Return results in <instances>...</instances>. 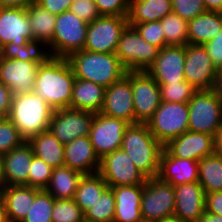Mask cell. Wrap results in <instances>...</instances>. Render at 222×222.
<instances>
[{
    "mask_svg": "<svg viewBox=\"0 0 222 222\" xmlns=\"http://www.w3.org/2000/svg\"><path fill=\"white\" fill-rule=\"evenodd\" d=\"M100 16L127 17L129 0H94Z\"/></svg>",
    "mask_w": 222,
    "mask_h": 222,
    "instance_id": "f6af8a7d",
    "label": "cell"
},
{
    "mask_svg": "<svg viewBox=\"0 0 222 222\" xmlns=\"http://www.w3.org/2000/svg\"><path fill=\"white\" fill-rule=\"evenodd\" d=\"M211 90L222 102V69H218L216 73L215 81Z\"/></svg>",
    "mask_w": 222,
    "mask_h": 222,
    "instance_id": "f5cc1de1",
    "label": "cell"
},
{
    "mask_svg": "<svg viewBox=\"0 0 222 222\" xmlns=\"http://www.w3.org/2000/svg\"><path fill=\"white\" fill-rule=\"evenodd\" d=\"M146 124L155 139L165 146L189 130L188 103L161 101Z\"/></svg>",
    "mask_w": 222,
    "mask_h": 222,
    "instance_id": "8992f818",
    "label": "cell"
},
{
    "mask_svg": "<svg viewBox=\"0 0 222 222\" xmlns=\"http://www.w3.org/2000/svg\"><path fill=\"white\" fill-rule=\"evenodd\" d=\"M53 169L41 158L34 155L29 170L28 186L45 189L50 182Z\"/></svg>",
    "mask_w": 222,
    "mask_h": 222,
    "instance_id": "b9f144b4",
    "label": "cell"
},
{
    "mask_svg": "<svg viewBox=\"0 0 222 222\" xmlns=\"http://www.w3.org/2000/svg\"><path fill=\"white\" fill-rule=\"evenodd\" d=\"M198 222H222V216L205 211Z\"/></svg>",
    "mask_w": 222,
    "mask_h": 222,
    "instance_id": "9f6ffc18",
    "label": "cell"
},
{
    "mask_svg": "<svg viewBox=\"0 0 222 222\" xmlns=\"http://www.w3.org/2000/svg\"><path fill=\"white\" fill-rule=\"evenodd\" d=\"M129 123L101 113L94 114L89 138L93 148L101 159L106 154L120 149L125 129Z\"/></svg>",
    "mask_w": 222,
    "mask_h": 222,
    "instance_id": "5bb4252c",
    "label": "cell"
},
{
    "mask_svg": "<svg viewBox=\"0 0 222 222\" xmlns=\"http://www.w3.org/2000/svg\"><path fill=\"white\" fill-rule=\"evenodd\" d=\"M147 177H158L164 146L155 139L146 123L129 124L120 147Z\"/></svg>",
    "mask_w": 222,
    "mask_h": 222,
    "instance_id": "3957f363",
    "label": "cell"
},
{
    "mask_svg": "<svg viewBox=\"0 0 222 222\" xmlns=\"http://www.w3.org/2000/svg\"><path fill=\"white\" fill-rule=\"evenodd\" d=\"M70 11L88 24L100 17L94 0H73Z\"/></svg>",
    "mask_w": 222,
    "mask_h": 222,
    "instance_id": "bcb514c9",
    "label": "cell"
},
{
    "mask_svg": "<svg viewBox=\"0 0 222 222\" xmlns=\"http://www.w3.org/2000/svg\"><path fill=\"white\" fill-rule=\"evenodd\" d=\"M55 198L45 189L36 193L34 202L22 222H52Z\"/></svg>",
    "mask_w": 222,
    "mask_h": 222,
    "instance_id": "74e56055",
    "label": "cell"
},
{
    "mask_svg": "<svg viewBox=\"0 0 222 222\" xmlns=\"http://www.w3.org/2000/svg\"><path fill=\"white\" fill-rule=\"evenodd\" d=\"M129 26L134 27L146 42L155 45L159 49L167 46L161 21L129 24Z\"/></svg>",
    "mask_w": 222,
    "mask_h": 222,
    "instance_id": "7bdbcfd3",
    "label": "cell"
},
{
    "mask_svg": "<svg viewBox=\"0 0 222 222\" xmlns=\"http://www.w3.org/2000/svg\"><path fill=\"white\" fill-rule=\"evenodd\" d=\"M33 33V42L44 49L52 42L57 15L47 11L36 1L26 8Z\"/></svg>",
    "mask_w": 222,
    "mask_h": 222,
    "instance_id": "f546056e",
    "label": "cell"
},
{
    "mask_svg": "<svg viewBox=\"0 0 222 222\" xmlns=\"http://www.w3.org/2000/svg\"><path fill=\"white\" fill-rule=\"evenodd\" d=\"M0 222H9L3 200L0 201Z\"/></svg>",
    "mask_w": 222,
    "mask_h": 222,
    "instance_id": "680465c9",
    "label": "cell"
},
{
    "mask_svg": "<svg viewBox=\"0 0 222 222\" xmlns=\"http://www.w3.org/2000/svg\"><path fill=\"white\" fill-rule=\"evenodd\" d=\"M108 187L107 182L98 174L83 175L75 191L74 201L85 213Z\"/></svg>",
    "mask_w": 222,
    "mask_h": 222,
    "instance_id": "d6a6232c",
    "label": "cell"
},
{
    "mask_svg": "<svg viewBox=\"0 0 222 222\" xmlns=\"http://www.w3.org/2000/svg\"><path fill=\"white\" fill-rule=\"evenodd\" d=\"M24 142L25 139L11 120L8 117L0 118V156L19 147Z\"/></svg>",
    "mask_w": 222,
    "mask_h": 222,
    "instance_id": "60d3db41",
    "label": "cell"
},
{
    "mask_svg": "<svg viewBox=\"0 0 222 222\" xmlns=\"http://www.w3.org/2000/svg\"><path fill=\"white\" fill-rule=\"evenodd\" d=\"M52 222H83L85 213L74 199H55Z\"/></svg>",
    "mask_w": 222,
    "mask_h": 222,
    "instance_id": "f35d334b",
    "label": "cell"
},
{
    "mask_svg": "<svg viewBox=\"0 0 222 222\" xmlns=\"http://www.w3.org/2000/svg\"><path fill=\"white\" fill-rule=\"evenodd\" d=\"M105 87L91 81L75 78L70 108L100 113L105 96Z\"/></svg>",
    "mask_w": 222,
    "mask_h": 222,
    "instance_id": "4316f807",
    "label": "cell"
},
{
    "mask_svg": "<svg viewBox=\"0 0 222 222\" xmlns=\"http://www.w3.org/2000/svg\"><path fill=\"white\" fill-rule=\"evenodd\" d=\"M36 42L16 45L8 43L0 48V58L18 59L24 61H43L48 54Z\"/></svg>",
    "mask_w": 222,
    "mask_h": 222,
    "instance_id": "8d00e7d4",
    "label": "cell"
},
{
    "mask_svg": "<svg viewBox=\"0 0 222 222\" xmlns=\"http://www.w3.org/2000/svg\"><path fill=\"white\" fill-rule=\"evenodd\" d=\"M41 62L0 58V81L13 95L32 92Z\"/></svg>",
    "mask_w": 222,
    "mask_h": 222,
    "instance_id": "ac0fdd59",
    "label": "cell"
},
{
    "mask_svg": "<svg viewBox=\"0 0 222 222\" xmlns=\"http://www.w3.org/2000/svg\"><path fill=\"white\" fill-rule=\"evenodd\" d=\"M36 2L52 14L59 15L70 10L73 0H36Z\"/></svg>",
    "mask_w": 222,
    "mask_h": 222,
    "instance_id": "c3c4849f",
    "label": "cell"
},
{
    "mask_svg": "<svg viewBox=\"0 0 222 222\" xmlns=\"http://www.w3.org/2000/svg\"><path fill=\"white\" fill-rule=\"evenodd\" d=\"M2 192H3V188L0 186V201L2 200Z\"/></svg>",
    "mask_w": 222,
    "mask_h": 222,
    "instance_id": "94428289",
    "label": "cell"
},
{
    "mask_svg": "<svg viewBox=\"0 0 222 222\" xmlns=\"http://www.w3.org/2000/svg\"><path fill=\"white\" fill-rule=\"evenodd\" d=\"M74 76L91 81L105 88L119 81L127 70L115 53H98L80 50L67 57Z\"/></svg>",
    "mask_w": 222,
    "mask_h": 222,
    "instance_id": "7a4b0ae2",
    "label": "cell"
},
{
    "mask_svg": "<svg viewBox=\"0 0 222 222\" xmlns=\"http://www.w3.org/2000/svg\"><path fill=\"white\" fill-rule=\"evenodd\" d=\"M88 23L67 10L56 17L52 42L45 48L51 57L67 58L84 49Z\"/></svg>",
    "mask_w": 222,
    "mask_h": 222,
    "instance_id": "5b68a950",
    "label": "cell"
},
{
    "mask_svg": "<svg viewBox=\"0 0 222 222\" xmlns=\"http://www.w3.org/2000/svg\"><path fill=\"white\" fill-rule=\"evenodd\" d=\"M206 11L222 12V0H203Z\"/></svg>",
    "mask_w": 222,
    "mask_h": 222,
    "instance_id": "db71d44e",
    "label": "cell"
},
{
    "mask_svg": "<svg viewBox=\"0 0 222 222\" xmlns=\"http://www.w3.org/2000/svg\"><path fill=\"white\" fill-rule=\"evenodd\" d=\"M206 11L203 0H172V12L190 21Z\"/></svg>",
    "mask_w": 222,
    "mask_h": 222,
    "instance_id": "ee69618b",
    "label": "cell"
},
{
    "mask_svg": "<svg viewBox=\"0 0 222 222\" xmlns=\"http://www.w3.org/2000/svg\"><path fill=\"white\" fill-rule=\"evenodd\" d=\"M174 214L184 222H198L205 212V192L198 181L174 186Z\"/></svg>",
    "mask_w": 222,
    "mask_h": 222,
    "instance_id": "44dd1931",
    "label": "cell"
},
{
    "mask_svg": "<svg viewBox=\"0 0 222 222\" xmlns=\"http://www.w3.org/2000/svg\"><path fill=\"white\" fill-rule=\"evenodd\" d=\"M217 71L204 45H186L184 77L189 84L197 90H211Z\"/></svg>",
    "mask_w": 222,
    "mask_h": 222,
    "instance_id": "9a60e30c",
    "label": "cell"
},
{
    "mask_svg": "<svg viewBox=\"0 0 222 222\" xmlns=\"http://www.w3.org/2000/svg\"><path fill=\"white\" fill-rule=\"evenodd\" d=\"M12 97L10 89L0 81V118L9 116Z\"/></svg>",
    "mask_w": 222,
    "mask_h": 222,
    "instance_id": "f907efd6",
    "label": "cell"
},
{
    "mask_svg": "<svg viewBox=\"0 0 222 222\" xmlns=\"http://www.w3.org/2000/svg\"><path fill=\"white\" fill-rule=\"evenodd\" d=\"M198 182L205 194L222 191V157L213 154L198 161Z\"/></svg>",
    "mask_w": 222,
    "mask_h": 222,
    "instance_id": "836d02e7",
    "label": "cell"
},
{
    "mask_svg": "<svg viewBox=\"0 0 222 222\" xmlns=\"http://www.w3.org/2000/svg\"><path fill=\"white\" fill-rule=\"evenodd\" d=\"M53 112L54 109L32 91L13 95L8 118L28 141L49 129Z\"/></svg>",
    "mask_w": 222,
    "mask_h": 222,
    "instance_id": "277c9868",
    "label": "cell"
},
{
    "mask_svg": "<svg viewBox=\"0 0 222 222\" xmlns=\"http://www.w3.org/2000/svg\"><path fill=\"white\" fill-rule=\"evenodd\" d=\"M127 17L100 16L88 24L84 50L115 53L122 32L128 26Z\"/></svg>",
    "mask_w": 222,
    "mask_h": 222,
    "instance_id": "30bf717a",
    "label": "cell"
},
{
    "mask_svg": "<svg viewBox=\"0 0 222 222\" xmlns=\"http://www.w3.org/2000/svg\"><path fill=\"white\" fill-rule=\"evenodd\" d=\"M164 150L172 157L199 161L214 154V136L188 130L170 140Z\"/></svg>",
    "mask_w": 222,
    "mask_h": 222,
    "instance_id": "d6986e66",
    "label": "cell"
},
{
    "mask_svg": "<svg viewBox=\"0 0 222 222\" xmlns=\"http://www.w3.org/2000/svg\"><path fill=\"white\" fill-rule=\"evenodd\" d=\"M100 113L135 124L130 71L105 89L104 103Z\"/></svg>",
    "mask_w": 222,
    "mask_h": 222,
    "instance_id": "2e32d148",
    "label": "cell"
},
{
    "mask_svg": "<svg viewBox=\"0 0 222 222\" xmlns=\"http://www.w3.org/2000/svg\"><path fill=\"white\" fill-rule=\"evenodd\" d=\"M94 113L74 108L54 110L48 131L62 144L78 137L89 136Z\"/></svg>",
    "mask_w": 222,
    "mask_h": 222,
    "instance_id": "4fadbf2b",
    "label": "cell"
},
{
    "mask_svg": "<svg viewBox=\"0 0 222 222\" xmlns=\"http://www.w3.org/2000/svg\"><path fill=\"white\" fill-rule=\"evenodd\" d=\"M33 156V149L27 141L0 156L5 185L28 186V176Z\"/></svg>",
    "mask_w": 222,
    "mask_h": 222,
    "instance_id": "7402d4cb",
    "label": "cell"
},
{
    "mask_svg": "<svg viewBox=\"0 0 222 222\" xmlns=\"http://www.w3.org/2000/svg\"><path fill=\"white\" fill-rule=\"evenodd\" d=\"M136 123H146L161 103L160 87L147 71H130Z\"/></svg>",
    "mask_w": 222,
    "mask_h": 222,
    "instance_id": "7c38bea8",
    "label": "cell"
},
{
    "mask_svg": "<svg viewBox=\"0 0 222 222\" xmlns=\"http://www.w3.org/2000/svg\"><path fill=\"white\" fill-rule=\"evenodd\" d=\"M189 130L215 136L222 126V102L212 90H197L188 102Z\"/></svg>",
    "mask_w": 222,
    "mask_h": 222,
    "instance_id": "52a82bcc",
    "label": "cell"
},
{
    "mask_svg": "<svg viewBox=\"0 0 222 222\" xmlns=\"http://www.w3.org/2000/svg\"><path fill=\"white\" fill-rule=\"evenodd\" d=\"M75 78L67 58L47 56L37 69L33 92L54 110L70 108Z\"/></svg>",
    "mask_w": 222,
    "mask_h": 222,
    "instance_id": "6da1fadb",
    "label": "cell"
},
{
    "mask_svg": "<svg viewBox=\"0 0 222 222\" xmlns=\"http://www.w3.org/2000/svg\"><path fill=\"white\" fill-rule=\"evenodd\" d=\"M0 186L3 188L5 186V182L2 175V165H1V159H0Z\"/></svg>",
    "mask_w": 222,
    "mask_h": 222,
    "instance_id": "91938a15",
    "label": "cell"
},
{
    "mask_svg": "<svg viewBox=\"0 0 222 222\" xmlns=\"http://www.w3.org/2000/svg\"><path fill=\"white\" fill-rule=\"evenodd\" d=\"M64 166L83 175L98 173L100 158L96 154L89 136L78 137L64 144Z\"/></svg>",
    "mask_w": 222,
    "mask_h": 222,
    "instance_id": "603a6c76",
    "label": "cell"
},
{
    "mask_svg": "<svg viewBox=\"0 0 222 222\" xmlns=\"http://www.w3.org/2000/svg\"><path fill=\"white\" fill-rule=\"evenodd\" d=\"M33 42V33L25 8H0V48Z\"/></svg>",
    "mask_w": 222,
    "mask_h": 222,
    "instance_id": "ffe728a7",
    "label": "cell"
},
{
    "mask_svg": "<svg viewBox=\"0 0 222 222\" xmlns=\"http://www.w3.org/2000/svg\"><path fill=\"white\" fill-rule=\"evenodd\" d=\"M155 222H184V221H181L175 214H172V215L160 218L159 220Z\"/></svg>",
    "mask_w": 222,
    "mask_h": 222,
    "instance_id": "6f0895ef",
    "label": "cell"
},
{
    "mask_svg": "<svg viewBox=\"0 0 222 222\" xmlns=\"http://www.w3.org/2000/svg\"><path fill=\"white\" fill-rule=\"evenodd\" d=\"M186 46L169 45L159 49L158 55L147 72L158 84L185 81L184 63Z\"/></svg>",
    "mask_w": 222,
    "mask_h": 222,
    "instance_id": "e0dca14e",
    "label": "cell"
},
{
    "mask_svg": "<svg viewBox=\"0 0 222 222\" xmlns=\"http://www.w3.org/2000/svg\"><path fill=\"white\" fill-rule=\"evenodd\" d=\"M160 21L167 46L188 44V21L174 12L167 14Z\"/></svg>",
    "mask_w": 222,
    "mask_h": 222,
    "instance_id": "e575fe53",
    "label": "cell"
},
{
    "mask_svg": "<svg viewBox=\"0 0 222 222\" xmlns=\"http://www.w3.org/2000/svg\"><path fill=\"white\" fill-rule=\"evenodd\" d=\"M205 211L222 216V191L205 194Z\"/></svg>",
    "mask_w": 222,
    "mask_h": 222,
    "instance_id": "681fc988",
    "label": "cell"
},
{
    "mask_svg": "<svg viewBox=\"0 0 222 222\" xmlns=\"http://www.w3.org/2000/svg\"><path fill=\"white\" fill-rule=\"evenodd\" d=\"M158 52V47L146 42L134 27L128 25L121 34L115 55L127 71H147Z\"/></svg>",
    "mask_w": 222,
    "mask_h": 222,
    "instance_id": "ba28073f",
    "label": "cell"
},
{
    "mask_svg": "<svg viewBox=\"0 0 222 222\" xmlns=\"http://www.w3.org/2000/svg\"><path fill=\"white\" fill-rule=\"evenodd\" d=\"M140 208L142 219L150 222L174 214V186L159 177L147 178L143 184Z\"/></svg>",
    "mask_w": 222,
    "mask_h": 222,
    "instance_id": "9c48e42d",
    "label": "cell"
},
{
    "mask_svg": "<svg viewBox=\"0 0 222 222\" xmlns=\"http://www.w3.org/2000/svg\"><path fill=\"white\" fill-rule=\"evenodd\" d=\"M115 196V215L113 222H138L142 220L141 199L143 185L112 187Z\"/></svg>",
    "mask_w": 222,
    "mask_h": 222,
    "instance_id": "d4e9b609",
    "label": "cell"
},
{
    "mask_svg": "<svg viewBox=\"0 0 222 222\" xmlns=\"http://www.w3.org/2000/svg\"><path fill=\"white\" fill-rule=\"evenodd\" d=\"M158 177L172 186L198 181V161L170 156L164 149Z\"/></svg>",
    "mask_w": 222,
    "mask_h": 222,
    "instance_id": "cb8c5ba5",
    "label": "cell"
},
{
    "mask_svg": "<svg viewBox=\"0 0 222 222\" xmlns=\"http://www.w3.org/2000/svg\"><path fill=\"white\" fill-rule=\"evenodd\" d=\"M27 142L31 145L34 155L52 168L64 166V144L48 130L31 137Z\"/></svg>",
    "mask_w": 222,
    "mask_h": 222,
    "instance_id": "4dcf8cb0",
    "label": "cell"
},
{
    "mask_svg": "<svg viewBox=\"0 0 222 222\" xmlns=\"http://www.w3.org/2000/svg\"><path fill=\"white\" fill-rule=\"evenodd\" d=\"M214 154L222 157V126L214 136Z\"/></svg>",
    "mask_w": 222,
    "mask_h": 222,
    "instance_id": "11a10c76",
    "label": "cell"
},
{
    "mask_svg": "<svg viewBox=\"0 0 222 222\" xmlns=\"http://www.w3.org/2000/svg\"><path fill=\"white\" fill-rule=\"evenodd\" d=\"M39 188L26 185H5L2 200L11 222H22L31 208Z\"/></svg>",
    "mask_w": 222,
    "mask_h": 222,
    "instance_id": "484cf974",
    "label": "cell"
},
{
    "mask_svg": "<svg viewBox=\"0 0 222 222\" xmlns=\"http://www.w3.org/2000/svg\"><path fill=\"white\" fill-rule=\"evenodd\" d=\"M115 205L113 188L108 186L100 199L85 212V220L88 222H113Z\"/></svg>",
    "mask_w": 222,
    "mask_h": 222,
    "instance_id": "d590c367",
    "label": "cell"
},
{
    "mask_svg": "<svg viewBox=\"0 0 222 222\" xmlns=\"http://www.w3.org/2000/svg\"><path fill=\"white\" fill-rule=\"evenodd\" d=\"M138 222H150V221H146V220H143V219H142L141 221H138Z\"/></svg>",
    "mask_w": 222,
    "mask_h": 222,
    "instance_id": "6125c7cd",
    "label": "cell"
},
{
    "mask_svg": "<svg viewBox=\"0 0 222 222\" xmlns=\"http://www.w3.org/2000/svg\"><path fill=\"white\" fill-rule=\"evenodd\" d=\"M98 174L109 187L143 185L147 180V177L121 148L100 159Z\"/></svg>",
    "mask_w": 222,
    "mask_h": 222,
    "instance_id": "8fae6325",
    "label": "cell"
},
{
    "mask_svg": "<svg viewBox=\"0 0 222 222\" xmlns=\"http://www.w3.org/2000/svg\"><path fill=\"white\" fill-rule=\"evenodd\" d=\"M222 29V12L204 11L188 21V44L203 45Z\"/></svg>",
    "mask_w": 222,
    "mask_h": 222,
    "instance_id": "83f0119b",
    "label": "cell"
},
{
    "mask_svg": "<svg viewBox=\"0 0 222 222\" xmlns=\"http://www.w3.org/2000/svg\"><path fill=\"white\" fill-rule=\"evenodd\" d=\"M203 45L214 66L222 69V29L212 40Z\"/></svg>",
    "mask_w": 222,
    "mask_h": 222,
    "instance_id": "7dc6e473",
    "label": "cell"
},
{
    "mask_svg": "<svg viewBox=\"0 0 222 222\" xmlns=\"http://www.w3.org/2000/svg\"><path fill=\"white\" fill-rule=\"evenodd\" d=\"M36 0H0V8H28Z\"/></svg>",
    "mask_w": 222,
    "mask_h": 222,
    "instance_id": "816d5d0a",
    "label": "cell"
},
{
    "mask_svg": "<svg viewBox=\"0 0 222 222\" xmlns=\"http://www.w3.org/2000/svg\"><path fill=\"white\" fill-rule=\"evenodd\" d=\"M158 85L160 87L161 101L165 102L188 103L197 91L186 80Z\"/></svg>",
    "mask_w": 222,
    "mask_h": 222,
    "instance_id": "ab89813d",
    "label": "cell"
},
{
    "mask_svg": "<svg viewBox=\"0 0 222 222\" xmlns=\"http://www.w3.org/2000/svg\"><path fill=\"white\" fill-rule=\"evenodd\" d=\"M83 174L67 166L53 169L45 190L55 199H74L75 191Z\"/></svg>",
    "mask_w": 222,
    "mask_h": 222,
    "instance_id": "1f68e13d",
    "label": "cell"
},
{
    "mask_svg": "<svg viewBox=\"0 0 222 222\" xmlns=\"http://www.w3.org/2000/svg\"><path fill=\"white\" fill-rule=\"evenodd\" d=\"M172 12V0H129L128 24L160 21Z\"/></svg>",
    "mask_w": 222,
    "mask_h": 222,
    "instance_id": "f1b7e54d",
    "label": "cell"
}]
</instances>
